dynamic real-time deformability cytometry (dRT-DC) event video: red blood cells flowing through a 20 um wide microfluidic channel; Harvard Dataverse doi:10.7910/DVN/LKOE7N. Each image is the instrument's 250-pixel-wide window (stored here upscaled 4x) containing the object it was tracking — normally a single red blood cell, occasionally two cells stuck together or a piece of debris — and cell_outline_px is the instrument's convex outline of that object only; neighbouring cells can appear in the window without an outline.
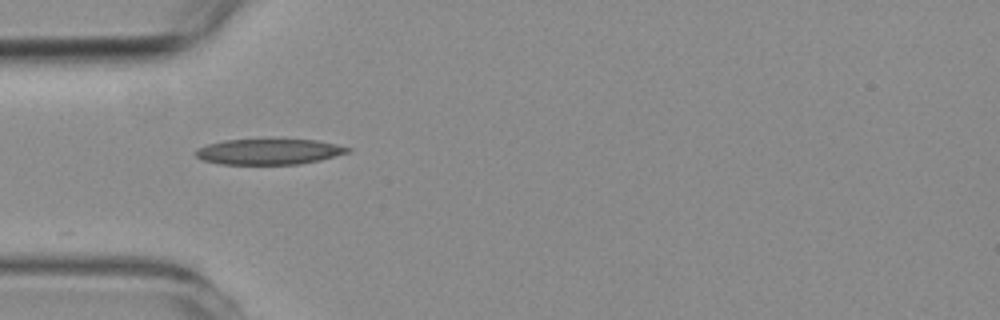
{"species": "common noctule bat (a hibernating species)", "species_latin": "Nyctalus noctula", "temperature_condition": "room temperature", "stored_images_in_passage": 13, "camera_frame_rate_fps": 3000, "um_per_image_px": 0.085, "animal": {"sex": "female", "body_mass_g": 19.3, "forearm_length_mm": 54.1}, "frame": {"image": 1, "passage_image": 1, "time_ms": 0.0, "image_size_px": [1000, 320], "cell_outline_px": [[352, 148], [348, 152], [320, 160], [300, 164], [220, 164], [200, 160], [192, 152], [196, 148], [208, 144], [224, 140], [316, 140], [336, 144]], "centroid_in_image_um": [22.79, 12.9], "position_along_channel_um": 62.2, "area_um2": 22.66}}
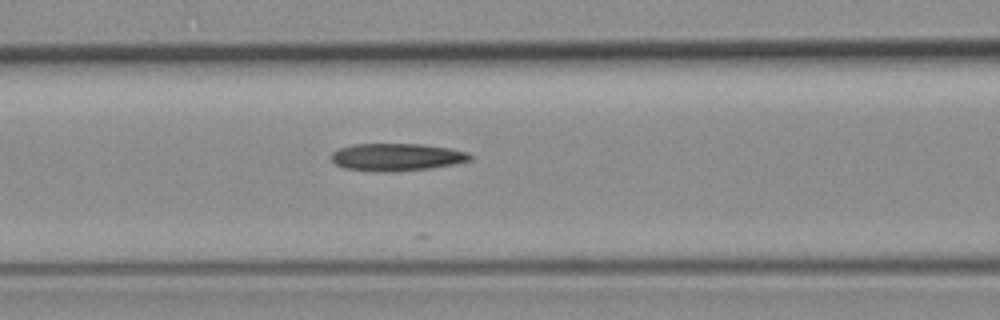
{"frame": {"image": 2, "passage_image": 7, "time_ms": 2.0, "image_size_px": [1000, 320], "cell_outline_px": [[472, 160], [452, 164], [428, 168], [396, 172], [376, 172], [344, 168], [336, 164], [332, 160], [332, 152], [340, 148], [352, 144], [420, 144], [452, 148], [468, 152], [472, 156]], "centroid_in_image_um": [33.72, 13.35], "position_along_channel_um": 132.9, "area_um2": 22.31}}
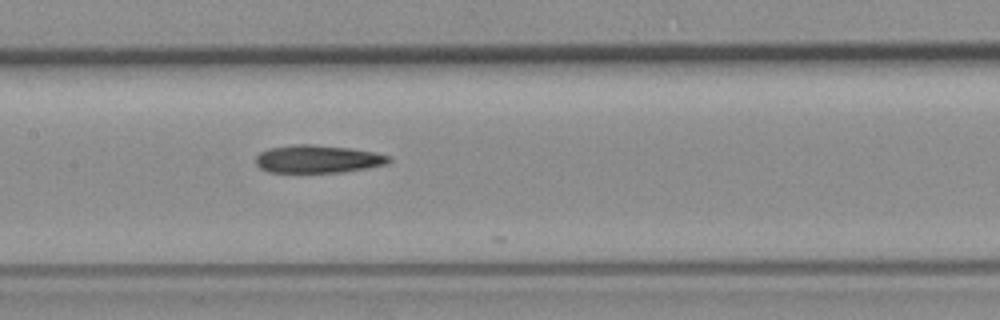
{"frame": {"image": 3, "passage_image": 11, "time_ms": 3.333, "image_size_px": [1000, 320], "cell_outline_px": [[392, 160], [388, 164], [368, 168], [344, 172], [268, 172], [260, 168], [256, 164], [256, 156], [260, 152], [268, 148], [296, 144], [312, 144], [348, 148], [376, 152], [392, 156]], "centroid_in_image_um": [27.05, 13.52], "position_along_channel_um": 180.4, "area_um2": 21.79}}